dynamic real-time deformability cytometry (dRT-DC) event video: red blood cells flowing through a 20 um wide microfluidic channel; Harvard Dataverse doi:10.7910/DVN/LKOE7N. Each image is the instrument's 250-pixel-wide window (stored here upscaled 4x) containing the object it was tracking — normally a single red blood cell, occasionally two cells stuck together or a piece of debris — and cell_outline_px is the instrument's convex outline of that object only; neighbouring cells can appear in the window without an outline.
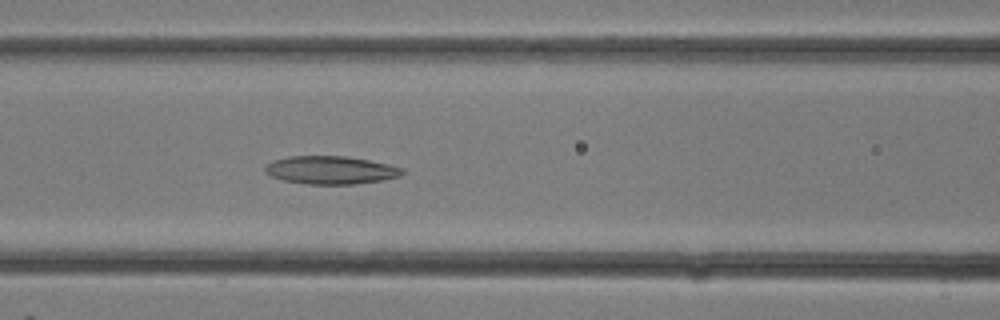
{"species": "common noctule bat (a hibernating species)", "species_latin": "Nyctalus noctula", "temperature_condition": "room temperature", "stored_images_in_passage": 12, "camera_frame_rate_fps": 3000, "um_per_image_px": 0.085, "animal": {"sex": "female"}, "frame": {"image": 1, "passage_image": 12, "time_ms": 3.667, "image_size_px": [1000, 320], "cell_outline_px": [[404, 172], [400, 176], [380, 180], [352, 184], [308, 184], [284, 180], [272, 176], [264, 172], [264, 168], [272, 160], [288, 156], [344, 156], [368, 160], [388, 164], [404, 168]], "centroid_in_image_um": [28.09, 14.45], "position_along_channel_um": 138.5, "area_um2": 22.25}}